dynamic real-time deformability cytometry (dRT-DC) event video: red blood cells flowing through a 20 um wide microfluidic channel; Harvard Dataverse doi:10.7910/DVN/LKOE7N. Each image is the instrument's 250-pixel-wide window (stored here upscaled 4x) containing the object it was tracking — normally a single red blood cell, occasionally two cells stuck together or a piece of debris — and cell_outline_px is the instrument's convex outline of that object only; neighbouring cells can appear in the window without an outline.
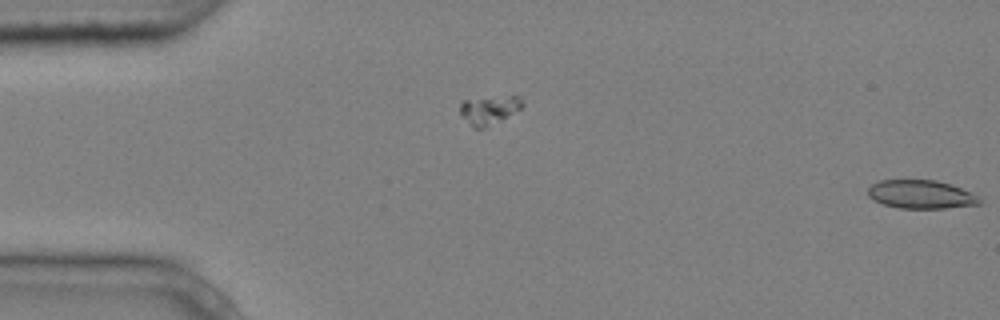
{"species": "common noctule bat (a hibernating species)", "species_latin": "Nyctalus noctula", "temperature_condition": "cold", "stored_images_in_passage": 2, "segment_of_instrument_passage": [2, 2], "camera_frame_rate_fps": 3000, "um_per_image_px": 0.085, "animal": {"sex": "male", "body_mass_g": 20.4}, "frame": {"image": 1, "passage_image": 2, "time_ms": 0.333, "image_size_px": [1000, 320], "cell_outline_px": [[980, 204], [944, 208], [900, 208], [884, 204], [872, 200], [868, 196], [868, 188], [872, 184], [880, 180], [936, 180], [960, 188], [976, 196], [980, 200]], "centroid_in_image_um": [78.21, 16.52], "position_along_channel_um": 6.8, "area_um2": 18.21}}